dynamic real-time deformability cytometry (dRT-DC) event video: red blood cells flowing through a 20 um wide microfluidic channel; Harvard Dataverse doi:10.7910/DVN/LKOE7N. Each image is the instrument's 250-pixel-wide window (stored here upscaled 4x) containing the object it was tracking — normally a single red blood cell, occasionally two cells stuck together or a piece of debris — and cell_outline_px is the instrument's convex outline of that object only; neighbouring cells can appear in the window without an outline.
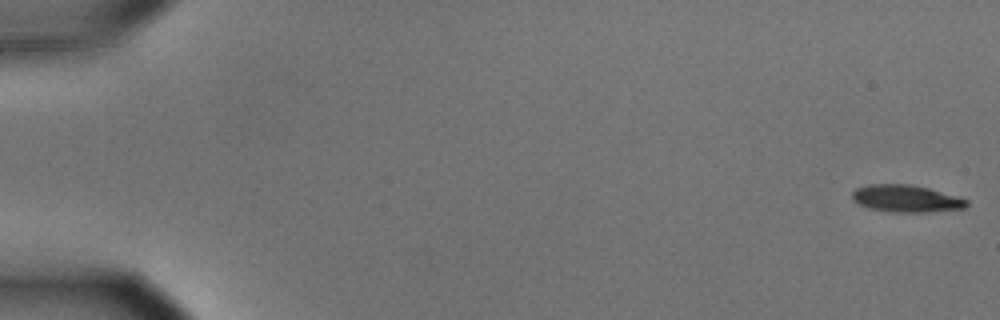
{"species": "common noctule bat (a hibernating species)", "species_latin": "Nyctalus noctula", "temperature_condition": "cold", "stored_images_in_passage": 56, "camera_frame_rate_fps": 3000, "um_per_image_px": 0.085, "animal": {"sex": "male", "body_mass_g": 15.6}, "frame": {"image": 1, "passage_image": 1, "time_ms": 0.0, "image_size_px": [1000, 320], "cell_outline_px": [[968, 204], [964, 208], [928, 212], [892, 212], [868, 208], [852, 200], [852, 192], [856, 188], [868, 184], [908, 184], [928, 188], [956, 196], [968, 200]], "centroid_in_image_um": [76.99, 16.88], "position_along_channel_um": 8.0, "area_um2": 18.03}}
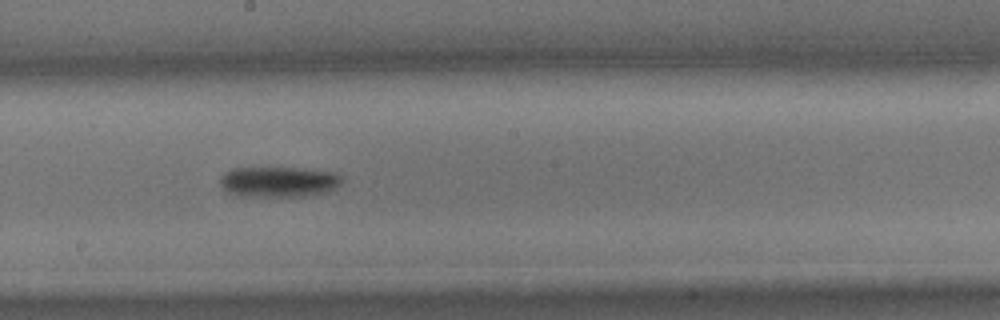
{"frame": {"image": 2, "passage_image": 32, "time_ms": 10.333, "image_size_px": [1000, 320], "cell_outline_px": [[344, 180], [340, 184], [328, 192], [312, 196], [236, 196], [228, 192], [220, 184], [220, 176], [224, 172], [232, 168], [296, 168], [336, 172], [344, 176]], "centroid_in_image_um": [23.72, 15.45], "position_along_channel_um": 224.5, "area_um2": 21.96}}
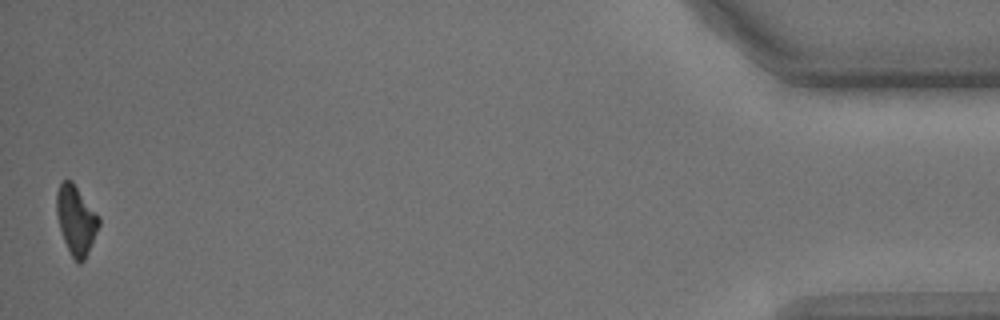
{"frame": {"image": 3, "passage_image": 56, "time_ms": 18.333, "image_size_px": [1000, 320], "cell_outline_px": [[100, 224], [88, 252], [84, 260], [80, 264], [76, 264], [64, 240], [60, 228], [56, 212], [56, 192], [60, 184], [64, 180], [72, 180], [100, 216]], "centroid_in_image_um": [6.47, 18.69], "position_along_channel_um": 428.7, "area_um2": 17.05}, "authors_computed_cell_mechanics": {"area_um2": 19.5075, "velocity_mm_per_s": 3.5922, "shape_relaxation_time_tau1_ms": 2.3105, "shape_relaxation_time_tau2_ms": null, "deformation_change_tau1": 0.1068, "deformation_change_tau2": null}}